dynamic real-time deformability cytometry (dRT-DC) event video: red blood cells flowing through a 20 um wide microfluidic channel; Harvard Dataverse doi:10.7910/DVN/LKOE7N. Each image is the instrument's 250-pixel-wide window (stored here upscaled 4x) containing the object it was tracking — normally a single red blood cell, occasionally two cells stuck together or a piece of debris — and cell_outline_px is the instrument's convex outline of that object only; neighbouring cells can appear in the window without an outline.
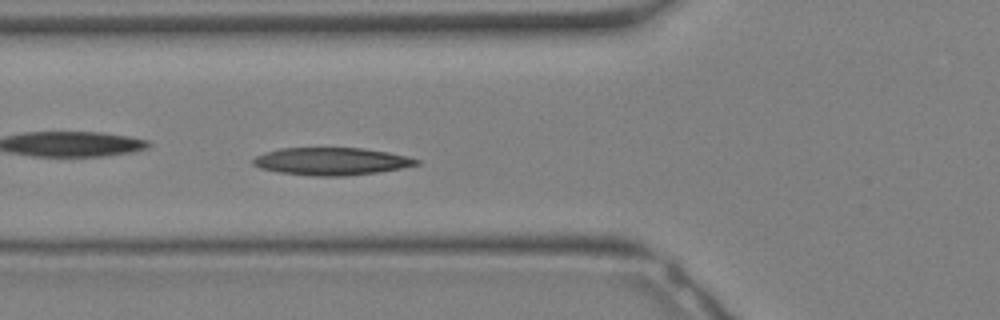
{"species": "Egyptian fruit bat (a non-hibernating species)", "species_latin": "Rousettus aegyptiacus", "temperature_condition": "warm", "stored_images_in_passage": 9, "camera_frame_rate_fps": 3000, "um_per_image_px": 0.085, "animal": {"sex": "female"}, "frame": {"image": 1, "passage_image": 9, "time_ms": 2.667, "image_size_px": [1000, 320], "cell_outline_px": [[420, 164], [400, 168], [376, 172], [344, 176], [312, 176], [280, 172], [260, 168], [252, 164], [252, 160], [256, 156], [264, 152], [280, 148], [360, 148], [388, 152], [408, 156], [420, 160]], "centroid_in_image_um": [28.15, 13.71], "position_along_channel_um": 97.6, "area_um2": 26.13}}